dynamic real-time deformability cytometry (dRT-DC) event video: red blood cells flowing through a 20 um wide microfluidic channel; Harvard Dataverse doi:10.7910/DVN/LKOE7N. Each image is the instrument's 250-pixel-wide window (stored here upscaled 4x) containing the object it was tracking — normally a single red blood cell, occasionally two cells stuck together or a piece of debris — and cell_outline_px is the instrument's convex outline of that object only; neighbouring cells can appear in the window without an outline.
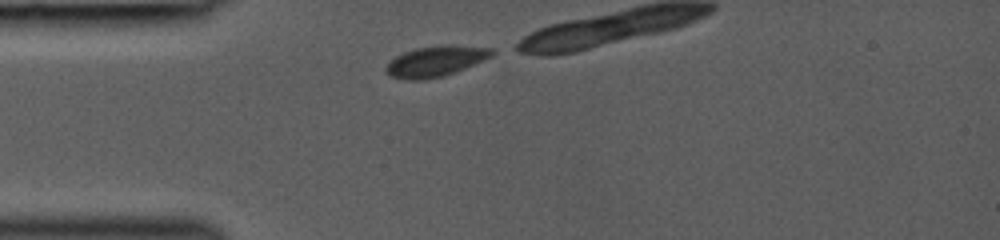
{"species": "common noctule bat (a hibernating species)", "species_latin": "Nyctalus noctula", "temperature_condition": "room temperature", "stored_images_in_passage": 6, "camera_frame_rate_fps": 3000, "um_per_image_px": 0.085, "animal": {"sex": "female", "body_mass_g": 19.0, "forearm_length_mm": 53.3}, "frame": {"image": 1, "passage_image": 1, "time_ms": 0.0, "image_size_px": [1000, 240], "cell_outline_px": [[496, 52], [492, 56], [456, 72], [444, 76], [424, 80], [408, 80], [392, 76], [384, 72], [384, 68], [396, 56], [404, 52], [416, 48], [440, 44], [452, 44], [492, 48]], "centroid_in_image_um": [37.05, 5.19], "position_along_channel_um": 48.0, "area_um2": 19.07}}
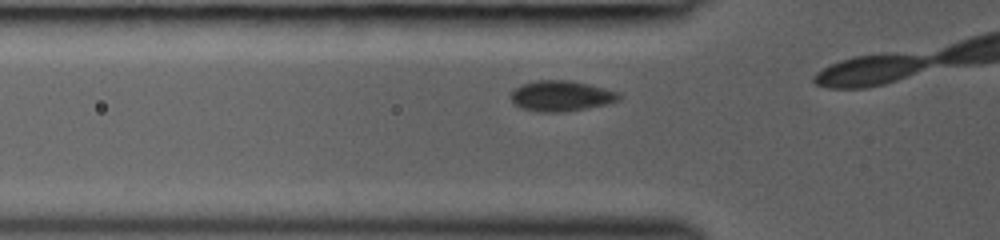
{"frame": {"image": 2, "passage_image": 4, "time_ms": 1.0, "image_size_px": [1000, 240], "cell_outline_px": [[624, 96], [620, 100], [608, 104], [588, 108], [564, 112], [536, 112], [520, 108], [512, 104], [508, 96], [516, 88], [524, 84], [536, 80], [564, 80], [588, 84], [620, 92]], "centroid_in_image_um": [47.7, 8.18], "position_along_channel_um": 78.1, "area_um2": 19.59}}